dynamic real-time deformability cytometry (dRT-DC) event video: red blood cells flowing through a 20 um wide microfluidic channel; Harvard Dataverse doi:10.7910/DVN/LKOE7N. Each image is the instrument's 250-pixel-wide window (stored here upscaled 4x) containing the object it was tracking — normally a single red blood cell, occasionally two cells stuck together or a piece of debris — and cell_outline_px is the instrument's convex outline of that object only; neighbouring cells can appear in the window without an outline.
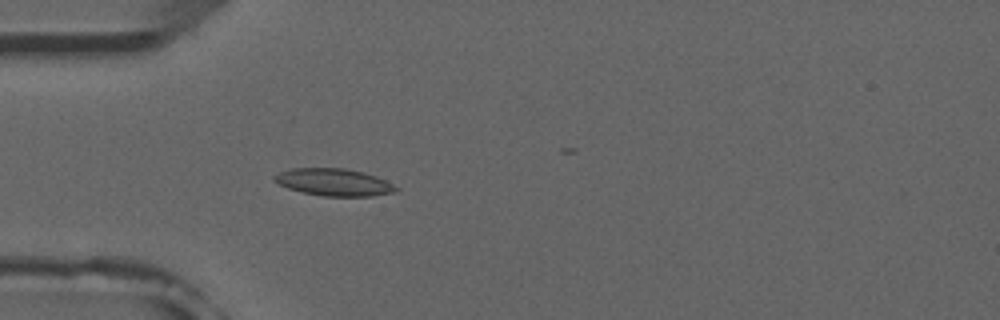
{"species": "common noctule bat (a hibernating species)", "species_latin": "Nyctalus noctula", "temperature_condition": "room temperature", "stored_images_in_passage": 5, "camera_frame_rate_fps": 3000, "um_per_image_px": 0.085, "animal": {"sex": "male", "forearm_length_mm": 52.5}, "frame": {"image": 1, "passage_image": 5, "time_ms": 4.667, "image_size_px": [1000, 320], "cell_outline_px": [[400, 188], [396, 192], [372, 196], [324, 196], [304, 192], [288, 188], [272, 180], [272, 176], [288, 168], [344, 168], [364, 172], [376, 176]], "centroid_in_image_um": [28.38, 15.48], "position_along_channel_um": 56.6, "area_um2": 19.31}}